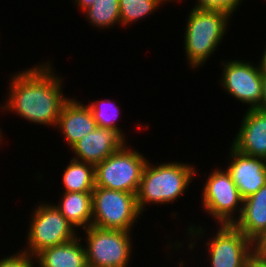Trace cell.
<instances>
[{
	"label": "cell",
	"instance_id": "obj_24",
	"mask_svg": "<svg viewBox=\"0 0 266 267\" xmlns=\"http://www.w3.org/2000/svg\"><path fill=\"white\" fill-rule=\"evenodd\" d=\"M253 251L266 258V230L253 242Z\"/></svg>",
	"mask_w": 266,
	"mask_h": 267
},
{
	"label": "cell",
	"instance_id": "obj_8",
	"mask_svg": "<svg viewBox=\"0 0 266 267\" xmlns=\"http://www.w3.org/2000/svg\"><path fill=\"white\" fill-rule=\"evenodd\" d=\"M202 207L219 225H232L240 216L243 198L227 170L215 168L210 172L202 190ZM235 213V214H234Z\"/></svg>",
	"mask_w": 266,
	"mask_h": 267
},
{
	"label": "cell",
	"instance_id": "obj_10",
	"mask_svg": "<svg viewBox=\"0 0 266 267\" xmlns=\"http://www.w3.org/2000/svg\"><path fill=\"white\" fill-rule=\"evenodd\" d=\"M220 228L205 246L211 267H246L253 252V243L233 225H218Z\"/></svg>",
	"mask_w": 266,
	"mask_h": 267
},
{
	"label": "cell",
	"instance_id": "obj_26",
	"mask_svg": "<svg viewBox=\"0 0 266 267\" xmlns=\"http://www.w3.org/2000/svg\"><path fill=\"white\" fill-rule=\"evenodd\" d=\"M262 102L261 109L266 110V68L261 64Z\"/></svg>",
	"mask_w": 266,
	"mask_h": 267
},
{
	"label": "cell",
	"instance_id": "obj_28",
	"mask_svg": "<svg viewBox=\"0 0 266 267\" xmlns=\"http://www.w3.org/2000/svg\"><path fill=\"white\" fill-rule=\"evenodd\" d=\"M266 46V45H265ZM263 55H262V58H261V64L264 68H266V47H264V51H263Z\"/></svg>",
	"mask_w": 266,
	"mask_h": 267
},
{
	"label": "cell",
	"instance_id": "obj_11",
	"mask_svg": "<svg viewBox=\"0 0 266 267\" xmlns=\"http://www.w3.org/2000/svg\"><path fill=\"white\" fill-rule=\"evenodd\" d=\"M230 163L226 170L231 175L243 199L256 193L266 185V158L255 157L240 152L230 146Z\"/></svg>",
	"mask_w": 266,
	"mask_h": 267
},
{
	"label": "cell",
	"instance_id": "obj_19",
	"mask_svg": "<svg viewBox=\"0 0 266 267\" xmlns=\"http://www.w3.org/2000/svg\"><path fill=\"white\" fill-rule=\"evenodd\" d=\"M83 12L89 24L96 28L104 29L121 25L119 0H96Z\"/></svg>",
	"mask_w": 266,
	"mask_h": 267
},
{
	"label": "cell",
	"instance_id": "obj_17",
	"mask_svg": "<svg viewBox=\"0 0 266 267\" xmlns=\"http://www.w3.org/2000/svg\"><path fill=\"white\" fill-rule=\"evenodd\" d=\"M55 205L75 229L92 225V192H63Z\"/></svg>",
	"mask_w": 266,
	"mask_h": 267
},
{
	"label": "cell",
	"instance_id": "obj_12",
	"mask_svg": "<svg viewBox=\"0 0 266 267\" xmlns=\"http://www.w3.org/2000/svg\"><path fill=\"white\" fill-rule=\"evenodd\" d=\"M126 141L118 131L97 126L71 147L73 155L75 154L72 158L95 166L120 150L128 143Z\"/></svg>",
	"mask_w": 266,
	"mask_h": 267
},
{
	"label": "cell",
	"instance_id": "obj_6",
	"mask_svg": "<svg viewBox=\"0 0 266 267\" xmlns=\"http://www.w3.org/2000/svg\"><path fill=\"white\" fill-rule=\"evenodd\" d=\"M27 234V247L23 251L35 257L48 247L72 241L79 235L55 204L41 203L33 209Z\"/></svg>",
	"mask_w": 266,
	"mask_h": 267
},
{
	"label": "cell",
	"instance_id": "obj_18",
	"mask_svg": "<svg viewBox=\"0 0 266 267\" xmlns=\"http://www.w3.org/2000/svg\"><path fill=\"white\" fill-rule=\"evenodd\" d=\"M62 176L64 192H92L95 188L94 165L71 159Z\"/></svg>",
	"mask_w": 266,
	"mask_h": 267
},
{
	"label": "cell",
	"instance_id": "obj_5",
	"mask_svg": "<svg viewBox=\"0 0 266 267\" xmlns=\"http://www.w3.org/2000/svg\"><path fill=\"white\" fill-rule=\"evenodd\" d=\"M141 214L134 193L102 187L92 191V226L132 232Z\"/></svg>",
	"mask_w": 266,
	"mask_h": 267
},
{
	"label": "cell",
	"instance_id": "obj_7",
	"mask_svg": "<svg viewBox=\"0 0 266 267\" xmlns=\"http://www.w3.org/2000/svg\"><path fill=\"white\" fill-rule=\"evenodd\" d=\"M84 232L88 267L129 266L133 251L130 231L101 229L91 225Z\"/></svg>",
	"mask_w": 266,
	"mask_h": 267
},
{
	"label": "cell",
	"instance_id": "obj_3",
	"mask_svg": "<svg viewBox=\"0 0 266 267\" xmlns=\"http://www.w3.org/2000/svg\"><path fill=\"white\" fill-rule=\"evenodd\" d=\"M187 17L184 29L186 60L191 68H200L222 43L231 16L223 11L191 8Z\"/></svg>",
	"mask_w": 266,
	"mask_h": 267
},
{
	"label": "cell",
	"instance_id": "obj_25",
	"mask_svg": "<svg viewBox=\"0 0 266 267\" xmlns=\"http://www.w3.org/2000/svg\"><path fill=\"white\" fill-rule=\"evenodd\" d=\"M246 267H266V258L260 257L253 251L247 259Z\"/></svg>",
	"mask_w": 266,
	"mask_h": 267
},
{
	"label": "cell",
	"instance_id": "obj_9",
	"mask_svg": "<svg viewBox=\"0 0 266 267\" xmlns=\"http://www.w3.org/2000/svg\"><path fill=\"white\" fill-rule=\"evenodd\" d=\"M220 83L223 90L236 100L249 105L247 109H261V61L256 66L247 60L222 61Z\"/></svg>",
	"mask_w": 266,
	"mask_h": 267
},
{
	"label": "cell",
	"instance_id": "obj_15",
	"mask_svg": "<svg viewBox=\"0 0 266 267\" xmlns=\"http://www.w3.org/2000/svg\"><path fill=\"white\" fill-rule=\"evenodd\" d=\"M232 225L252 243L266 230V185L243 200L240 216Z\"/></svg>",
	"mask_w": 266,
	"mask_h": 267
},
{
	"label": "cell",
	"instance_id": "obj_16",
	"mask_svg": "<svg viewBox=\"0 0 266 267\" xmlns=\"http://www.w3.org/2000/svg\"><path fill=\"white\" fill-rule=\"evenodd\" d=\"M82 237L43 249L35 256L37 267H88Z\"/></svg>",
	"mask_w": 266,
	"mask_h": 267
},
{
	"label": "cell",
	"instance_id": "obj_2",
	"mask_svg": "<svg viewBox=\"0 0 266 267\" xmlns=\"http://www.w3.org/2000/svg\"><path fill=\"white\" fill-rule=\"evenodd\" d=\"M197 172L191 163L165 162L153 165L148 161L136 195L139 211L143 214L147 205L156 203L158 206L176 201L185 194Z\"/></svg>",
	"mask_w": 266,
	"mask_h": 267
},
{
	"label": "cell",
	"instance_id": "obj_14",
	"mask_svg": "<svg viewBox=\"0 0 266 267\" xmlns=\"http://www.w3.org/2000/svg\"><path fill=\"white\" fill-rule=\"evenodd\" d=\"M246 110L231 144L242 153L266 158V110Z\"/></svg>",
	"mask_w": 266,
	"mask_h": 267
},
{
	"label": "cell",
	"instance_id": "obj_20",
	"mask_svg": "<svg viewBox=\"0 0 266 267\" xmlns=\"http://www.w3.org/2000/svg\"><path fill=\"white\" fill-rule=\"evenodd\" d=\"M164 4L161 0H119L121 26L134 24Z\"/></svg>",
	"mask_w": 266,
	"mask_h": 267
},
{
	"label": "cell",
	"instance_id": "obj_29",
	"mask_svg": "<svg viewBox=\"0 0 266 267\" xmlns=\"http://www.w3.org/2000/svg\"><path fill=\"white\" fill-rule=\"evenodd\" d=\"M161 1H162L164 4H165V2H167V3H168V2H173V1H176V2L179 1V2H180V0H161Z\"/></svg>",
	"mask_w": 266,
	"mask_h": 267
},
{
	"label": "cell",
	"instance_id": "obj_4",
	"mask_svg": "<svg viewBox=\"0 0 266 267\" xmlns=\"http://www.w3.org/2000/svg\"><path fill=\"white\" fill-rule=\"evenodd\" d=\"M126 143L101 163L94 166L95 187L119 190L137 195L148 160Z\"/></svg>",
	"mask_w": 266,
	"mask_h": 267
},
{
	"label": "cell",
	"instance_id": "obj_21",
	"mask_svg": "<svg viewBox=\"0 0 266 267\" xmlns=\"http://www.w3.org/2000/svg\"><path fill=\"white\" fill-rule=\"evenodd\" d=\"M116 104L117 102L113 103L110 99L107 98L100 101H90L88 106L92 111L97 126L114 129L125 138L126 135L124 134V131L121 130L120 125L117 124L120 108Z\"/></svg>",
	"mask_w": 266,
	"mask_h": 267
},
{
	"label": "cell",
	"instance_id": "obj_22",
	"mask_svg": "<svg viewBox=\"0 0 266 267\" xmlns=\"http://www.w3.org/2000/svg\"><path fill=\"white\" fill-rule=\"evenodd\" d=\"M196 10H217L227 12L230 16L236 12L242 0H195Z\"/></svg>",
	"mask_w": 266,
	"mask_h": 267
},
{
	"label": "cell",
	"instance_id": "obj_27",
	"mask_svg": "<svg viewBox=\"0 0 266 267\" xmlns=\"http://www.w3.org/2000/svg\"><path fill=\"white\" fill-rule=\"evenodd\" d=\"M75 2V6H77L78 9L85 11L87 8L93 5V3L96 0H73ZM80 7V8H79Z\"/></svg>",
	"mask_w": 266,
	"mask_h": 267
},
{
	"label": "cell",
	"instance_id": "obj_30",
	"mask_svg": "<svg viewBox=\"0 0 266 267\" xmlns=\"http://www.w3.org/2000/svg\"><path fill=\"white\" fill-rule=\"evenodd\" d=\"M2 129H1V127H0V144L2 143V141H3V136H2V131H1Z\"/></svg>",
	"mask_w": 266,
	"mask_h": 267
},
{
	"label": "cell",
	"instance_id": "obj_1",
	"mask_svg": "<svg viewBox=\"0 0 266 267\" xmlns=\"http://www.w3.org/2000/svg\"><path fill=\"white\" fill-rule=\"evenodd\" d=\"M17 72L9 80L8 96L0 108L15 112L30 123L56 127L64 103L63 78L55 74L52 63L43 62Z\"/></svg>",
	"mask_w": 266,
	"mask_h": 267
},
{
	"label": "cell",
	"instance_id": "obj_23",
	"mask_svg": "<svg viewBox=\"0 0 266 267\" xmlns=\"http://www.w3.org/2000/svg\"><path fill=\"white\" fill-rule=\"evenodd\" d=\"M35 257L27 252L19 250V252L0 259V267H35Z\"/></svg>",
	"mask_w": 266,
	"mask_h": 267
},
{
	"label": "cell",
	"instance_id": "obj_13",
	"mask_svg": "<svg viewBox=\"0 0 266 267\" xmlns=\"http://www.w3.org/2000/svg\"><path fill=\"white\" fill-rule=\"evenodd\" d=\"M97 127L96 121L88 105L69 98L63 105L56 129L62 133L68 147L75 145L81 138Z\"/></svg>",
	"mask_w": 266,
	"mask_h": 267
}]
</instances>
